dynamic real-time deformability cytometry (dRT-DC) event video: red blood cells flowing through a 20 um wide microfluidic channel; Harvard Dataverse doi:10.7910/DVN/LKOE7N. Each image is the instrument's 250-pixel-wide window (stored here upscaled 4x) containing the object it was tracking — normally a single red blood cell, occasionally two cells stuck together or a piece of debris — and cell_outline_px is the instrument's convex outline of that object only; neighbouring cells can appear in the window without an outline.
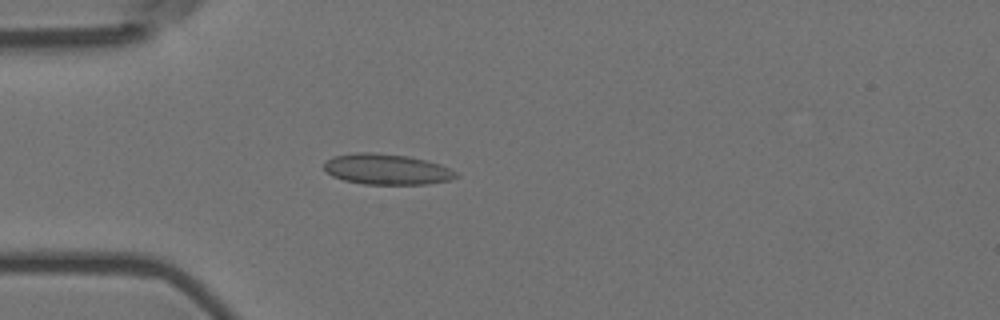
{"species": "Egyptian fruit bat (a non-hibernating species)", "species_latin": "Rousettus aegyptiacus", "temperature_condition": "room temperature", "stored_images_in_passage": 3, "camera_frame_rate_fps": 3000, "um_per_image_px": 0.085, "animal": {"sex": "female"}, "frame": {"image": 1, "passage_image": 3, "time_ms": 0.667, "image_size_px": [1000, 320], "cell_outline_px": [[460, 176], [448, 180], [428, 184], [364, 184], [344, 180], [332, 176], [324, 168], [324, 164], [332, 156], [356, 152], [372, 152], [408, 156], [440, 164], [456, 172]], "centroid_in_image_um": [32.86, 14.38], "position_along_channel_um": 52.1, "area_um2": 23.47}}